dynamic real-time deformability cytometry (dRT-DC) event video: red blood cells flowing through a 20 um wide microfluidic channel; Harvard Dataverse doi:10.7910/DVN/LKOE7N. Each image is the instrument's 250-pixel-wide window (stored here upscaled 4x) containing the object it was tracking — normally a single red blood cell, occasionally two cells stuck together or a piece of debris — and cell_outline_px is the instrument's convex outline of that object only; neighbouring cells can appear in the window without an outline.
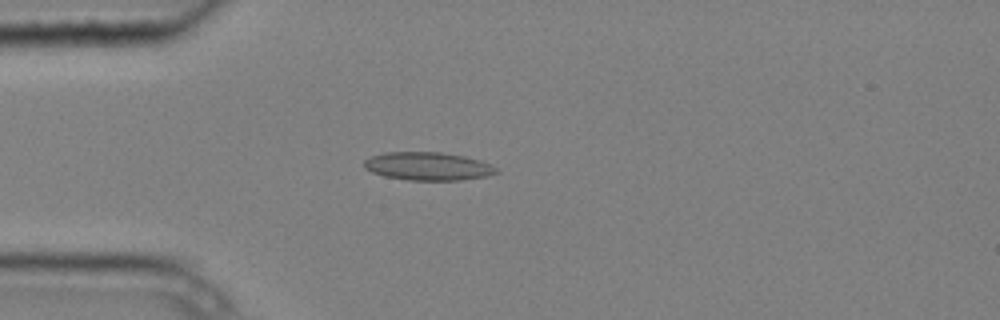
{"species": "common noctule bat (a hibernating species)", "species_latin": "Nyctalus noctula", "temperature_condition": "cold", "stored_images_in_passage": 3, "camera_frame_rate_fps": 3000, "um_per_image_px": 0.085, "animal": {"sex": "male", "body_mass_g": 20.4}, "frame": {"image": 1, "passage_image": 3, "time_ms": 0.667, "image_size_px": [1000, 320], "cell_outline_px": [[500, 172], [488, 176], [460, 180], [408, 180], [384, 176], [372, 172], [364, 168], [364, 160], [372, 156], [384, 152], [440, 152], [464, 156], [480, 160], [496, 168]], "centroid_in_image_um": [36.37, 14.13], "position_along_channel_um": 48.6, "area_um2": 21.68}}